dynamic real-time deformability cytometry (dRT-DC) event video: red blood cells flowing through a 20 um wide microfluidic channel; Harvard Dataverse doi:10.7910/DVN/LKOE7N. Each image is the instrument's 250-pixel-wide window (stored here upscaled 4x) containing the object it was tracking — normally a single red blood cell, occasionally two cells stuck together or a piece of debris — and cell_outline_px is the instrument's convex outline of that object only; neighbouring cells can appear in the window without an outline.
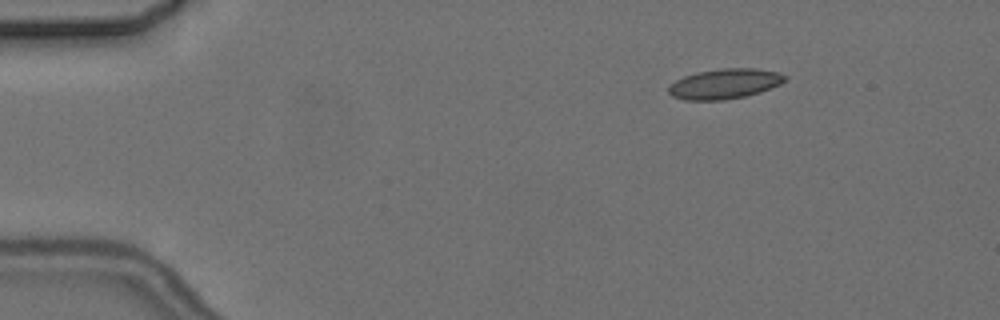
{"species": "common noctule bat (a hibernating species)", "species_latin": "Nyctalus noctula", "temperature_condition": "cold", "stored_images_in_passage": 8, "camera_frame_rate_fps": 3000, "um_per_image_px": 0.085, "animal": {"sex": "female", "body_mass_g": 24.6, "forearm_length_mm": 56.2}, "frame": {"image": 1, "passage_image": 3, "time_ms": 2.333, "image_size_px": [1000, 320], "cell_outline_px": [[788, 76], [780, 84], [760, 92], [744, 96], [724, 100], [684, 100], [672, 96], [668, 92], [668, 88], [676, 80], [684, 76], [696, 72], [720, 68], [756, 68], [780, 72]], "centroid_in_image_um": [61.6, 7.11], "position_along_channel_um": 23.4, "area_um2": 20.46}}
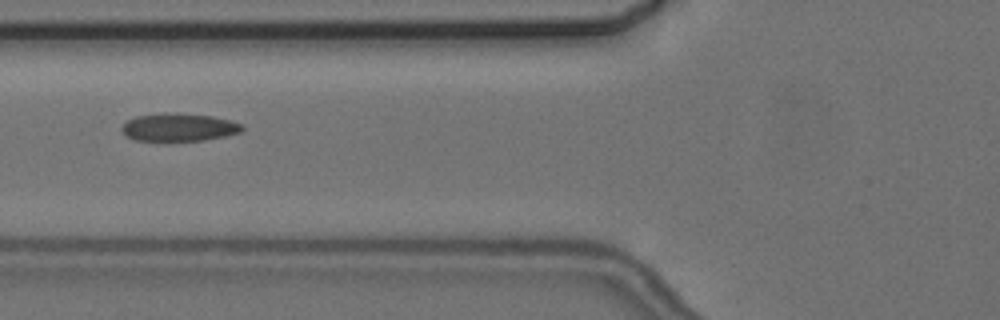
{"frame": {"image": 2, "passage_image": 7, "time_ms": 7.0, "image_size_px": [1000, 320], "cell_outline_px": [[244, 128], [240, 132], [228, 136], [204, 140], [136, 140], [128, 136], [120, 128], [128, 120], [136, 116], [168, 112], [176, 112], [212, 116], [232, 120], [244, 124]], "centroid_in_image_um": [15.28, 10.8], "position_along_channel_um": 110.5, "area_um2": 19.59}}
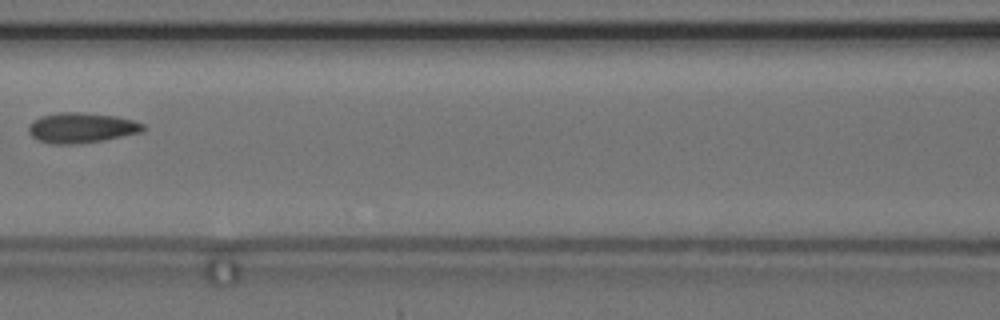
{"frame": {"image": 3, "passage_image": 8, "time_ms": 8.333, "image_size_px": [1000, 320], "cell_outline_px": [[148, 128], [140, 132], [104, 140], [76, 144], [52, 144], [36, 140], [28, 132], [28, 124], [32, 120], [40, 116], [56, 112], [80, 112], [116, 116], [132, 120], [144, 124]], "centroid_in_image_um": [6.88, 10.86], "position_along_channel_um": 159.7, "area_um2": 20.4}}